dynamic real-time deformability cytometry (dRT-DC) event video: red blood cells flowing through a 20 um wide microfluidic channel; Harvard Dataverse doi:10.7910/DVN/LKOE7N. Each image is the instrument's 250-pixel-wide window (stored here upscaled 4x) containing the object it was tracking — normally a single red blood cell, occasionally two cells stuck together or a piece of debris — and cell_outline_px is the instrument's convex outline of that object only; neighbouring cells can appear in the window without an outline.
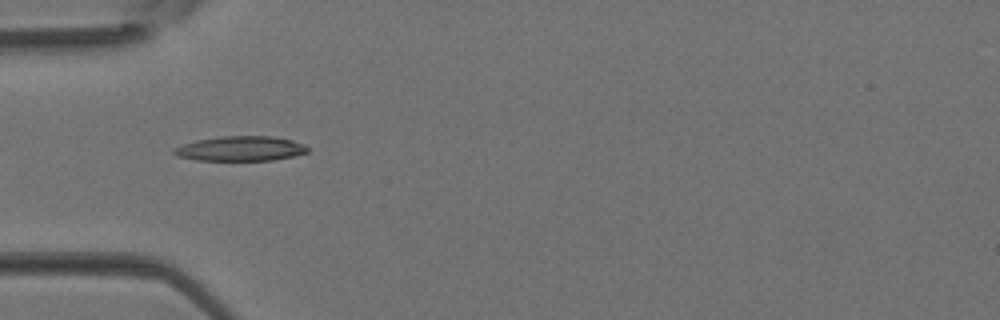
{"species": "Egyptian fruit bat (a non-hibernating species)", "species_latin": "Rousettus aegyptiacus", "temperature_condition": "room temperature", "stored_images_in_passage": 4, "camera_frame_rate_fps": 3000, "um_per_image_px": 0.085, "animal": {"sex": "female"}, "frame": {"image": 1, "passage_image": 4, "time_ms": 1.0, "image_size_px": [1000, 320], "cell_outline_px": [[308, 152], [292, 156], [272, 160], [196, 160], [180, 156], [172, 152], [172, 148], [196, 140], [220, 136], [272, 136], [292, 140], [304, 144], [308, 148]], "centroid_in_image_um": [20.44, 12.62], "position_along_channel_um": 64.6, "area_um2": 19.19}}